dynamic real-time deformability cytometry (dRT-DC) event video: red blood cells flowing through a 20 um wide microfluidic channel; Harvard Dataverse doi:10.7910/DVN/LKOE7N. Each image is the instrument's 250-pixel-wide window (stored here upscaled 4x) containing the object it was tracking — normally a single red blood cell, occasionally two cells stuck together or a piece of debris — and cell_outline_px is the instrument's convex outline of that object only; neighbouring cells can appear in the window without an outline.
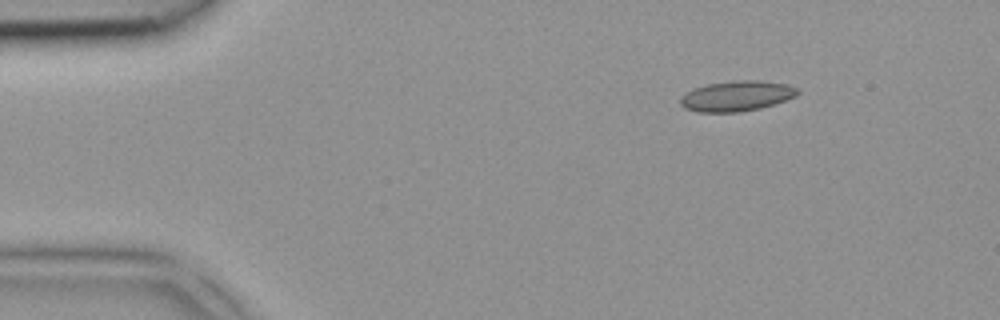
{"species": "common noctule bat (a hibernating species)", "species_latin": "Nyctalus noctula", "temperature_condition": "room temperature", "stored_images_in_passage": 3, "camera_frame_rate_fps": 3000, "um_per_image_px": 0.085, "animal": {"sex": "female", "body_mass_g": 18.4}, "frame": {"image": 1, "passage_image": 1, "time_ms": 0.0, "image_size_px": [1000, 320], "cell_outline_px": [[800, 92], [796, 96], [760, 108], [740, 112], [696, 112], [684, 108], [680, 104], [680, 96], [696, 88], [708, 84], [732, 80], [760, 80], [788, 84], [796, 88]], "centroid_in_image_um": [62.6, 8.16], "position_along_channel_um": 22.4, "area_um2": 20.69}}
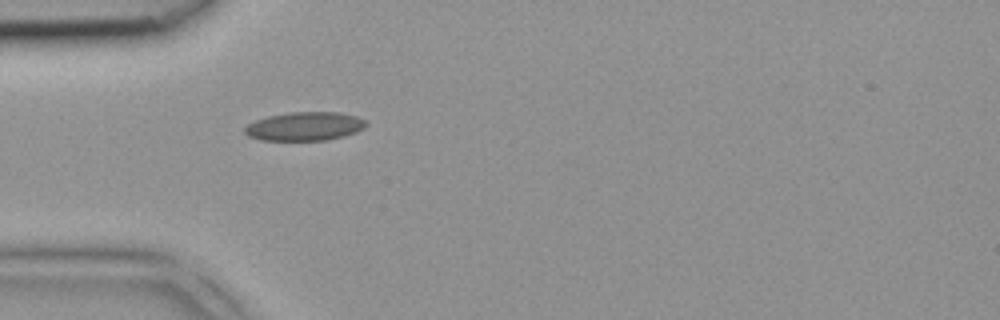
{"frame": {"image": 2, "passage_image": 3, "time_ms": 0.667, "image_size_px": [1000, 320], "cell_outline_px": [[368, 124], [364, 128], [356, 132], [344, 136], [324, 140], [260, 140], [248, 136], [244, 132], [244, 128], [248, 124], [256, 120], [268, 116], [292, 112], [340, 112], [356, 116], [364, 120]], "centroid_in_image_um": [25.9, 10.73], "position_along_channel_um": 59.1, "area_um2": 20.23}}